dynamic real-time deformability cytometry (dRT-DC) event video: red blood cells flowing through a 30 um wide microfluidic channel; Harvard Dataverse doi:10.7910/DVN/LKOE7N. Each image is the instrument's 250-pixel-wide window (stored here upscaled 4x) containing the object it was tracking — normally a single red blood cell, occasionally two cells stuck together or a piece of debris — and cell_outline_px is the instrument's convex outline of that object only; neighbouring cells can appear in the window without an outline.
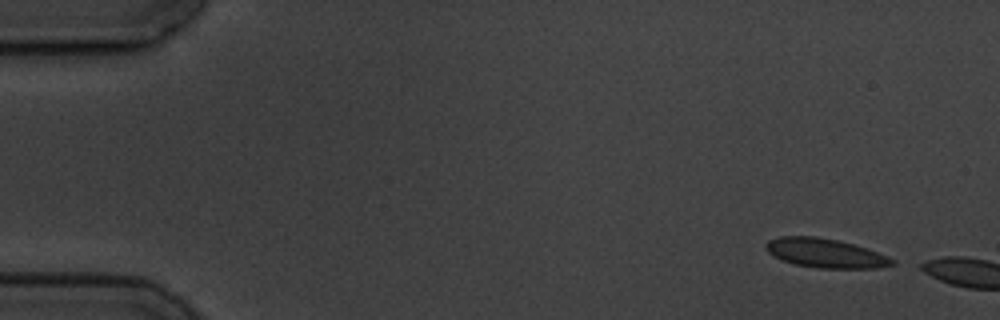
{"species": "common noctule bat (a hibernating species)", "species_latin": "Nyctalus noctula", "temperature_condition": "cold", "stored_images_in_passage": 3, "camera_frame_rate_fps": 3000, "um_per_image_px": 0.085, "animal": {"sex": "male", "body_mass_g": 19.5, "forearm_length_mm": 54.6}, "frame": {"image": 1, "passage_image": 1, "time_ms": 0.0, "image_size_px": [1000, 320], "cell_outline_px": [[896, 264], [876, 268], [816, 268], [796, 264], [784, 260], [768, 252], [764, 248], [764, 244], [768, 240], [780, 236], [816, 236], [836, 240], [852, 244], [876, 252], [896, 260]], "centroid_in_image_um": [70.13, 21.51], "position_along_channel_um": 14.9, "area_um2": 21.21}}